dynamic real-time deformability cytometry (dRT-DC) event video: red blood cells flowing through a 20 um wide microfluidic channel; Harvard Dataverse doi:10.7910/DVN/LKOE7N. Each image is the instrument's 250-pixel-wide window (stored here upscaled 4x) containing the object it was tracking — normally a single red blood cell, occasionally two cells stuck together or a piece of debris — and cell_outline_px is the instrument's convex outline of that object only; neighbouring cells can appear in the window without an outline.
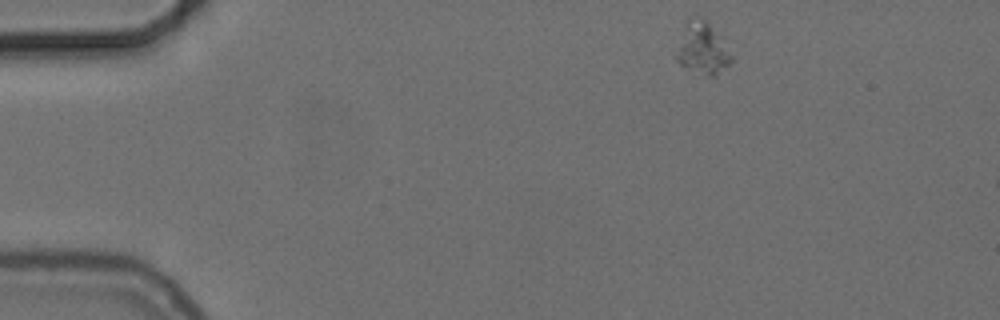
{"species": "common noctule bat (a hibernating species)", "species_latin": "Nyctalus noctula", "temperature_condition": "cold", "stored_images_in_passage": 7, "segment_of_instrument_passage": [1, 2], "camera_frame_rate_fps": 3000, "um_per_image_px": 0.085, "animal": {"sex": "female", "body_mass_g": 24.6, "forearm_length_mm": 56.2}, "frame": {"image": 1, "passage_image": 1, "time_ms": 0.0, "image_size_px": [1000, 320], "cell_outline_px": [[732, 64], [716, 76], [708, 76], [688, 68], [680, 64], [672, 56], [684, 24], [692, 16], [700, 16], [720, 36], [732, 56]], "centroid_in_image_um": [59.66, 4.13], "position_along_channel_um": 25.3, "area_um2": 16.88}}